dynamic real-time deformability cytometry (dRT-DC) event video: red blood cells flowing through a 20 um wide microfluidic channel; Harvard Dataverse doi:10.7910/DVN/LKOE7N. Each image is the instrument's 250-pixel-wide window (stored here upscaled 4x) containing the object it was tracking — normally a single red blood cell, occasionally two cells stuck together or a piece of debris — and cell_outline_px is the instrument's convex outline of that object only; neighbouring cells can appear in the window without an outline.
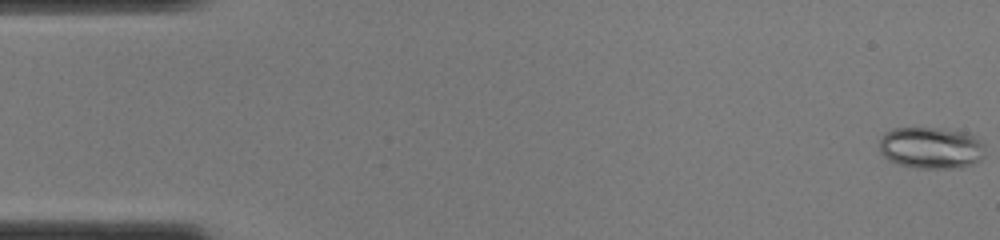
{"species": "common noctule bat (a hibernating species)", "species_latin": "Nyctalus noctula", "temperature_condition": "cold", "stored_images_in_passage": 47, "camera_frame_rate_fps": 3000, "um_per_image_px": 0.085, "animal": {"sex": "female", "body_mass_g": 22.0, "forearm_length_mm": 56.7}, "frame": {"image": 1, "passage_image": 1, "time_ms": 0.0, "image_size_px": [1000, 240], "cell_outline_px": [[984, 156], [980, 160], [964, 168], [916, 168], [900, 164], [888, 160], [880, 152], [880, 140], [884, 132], [892, 128], [944, 128], [968, 132], [984, 140]], "centroid_in_image_um": [79.19, 12.55], "position_along_channel_um": 5.8, "area_um2": 26.24}}
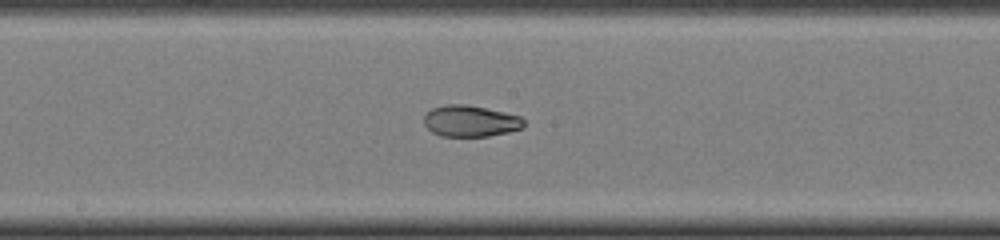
{"frame": {"image": 2, "passage_image": 25, "time_ms": 8.0, "image_size_px": [1000, 240], "cell_outline_px": [[524, 128], [508, 132], [488, 136], [440, 136], [432, 132], [424, 124], [424, 116], [432, 108], [444, 104], [464, 104], [484, 108], [520, 116], [524, 120]], "centroid_in_image_um": [39.97, 10.29], "position_along_channel_um": 208.2, "area_um2": 18.15}}
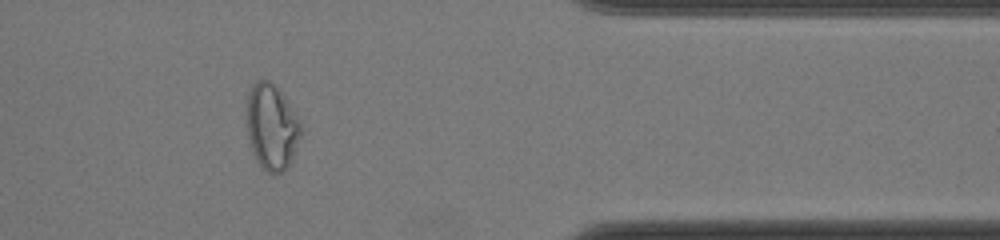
{"frame": {"image": 3, "passage_image": 39, "time_ms": 12.667, "image_size_px": [1000, 240], "cell_outline_px": [[300, 136], [292, 160], [288, 168], [284, 172], [268, 172], [260, 168], [252, 152], [248, 136], [244, 112], [248, 92], [252, 84], [256, 80], [268, 80], [284, 96], [300, 120]], "centroid_in_image_um": [23.05, 10.79], "position_along_channel_um": 388.4, "area_um2": 27.46}}